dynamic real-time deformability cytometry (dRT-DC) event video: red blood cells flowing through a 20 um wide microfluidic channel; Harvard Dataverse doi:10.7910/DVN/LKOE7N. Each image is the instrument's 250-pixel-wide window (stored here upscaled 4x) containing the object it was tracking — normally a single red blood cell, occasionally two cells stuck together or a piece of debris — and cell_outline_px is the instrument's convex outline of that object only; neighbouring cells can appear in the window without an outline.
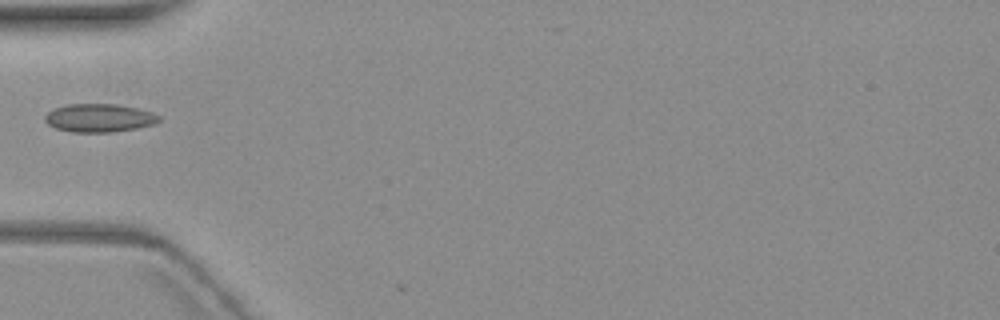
{"species": "common noctule bat (a hibernating species)", "species_latin": "Nyctalus noctula", "temperature_condition": "warm", "stored_images_in_passage": 1, "camera_frame_rate_fps": 3000, "um_per_image_px": 0.085, "animal": {"sex": "female", "body_mass_g": 19.3, "forearm_length_mm": 54.1}, "frame": {"image": 1, "passage_image": 1, "time_ms": 0.0, "image_size_px": [1000, 320], "cell_outline_px": [[160, 120], [156, 124], [136, 128], [112, 132], [72, 132], [56, 128], [48, 124], [44, 120], [44, 116], [52, 108], [68, 104], [116, 104], [140, 108], [152, 112], [160, 116]], "centroid_in_image_um": [8.44, 10.02], "position_along_channel_um": 76.6, "area_um2": 18.96}}